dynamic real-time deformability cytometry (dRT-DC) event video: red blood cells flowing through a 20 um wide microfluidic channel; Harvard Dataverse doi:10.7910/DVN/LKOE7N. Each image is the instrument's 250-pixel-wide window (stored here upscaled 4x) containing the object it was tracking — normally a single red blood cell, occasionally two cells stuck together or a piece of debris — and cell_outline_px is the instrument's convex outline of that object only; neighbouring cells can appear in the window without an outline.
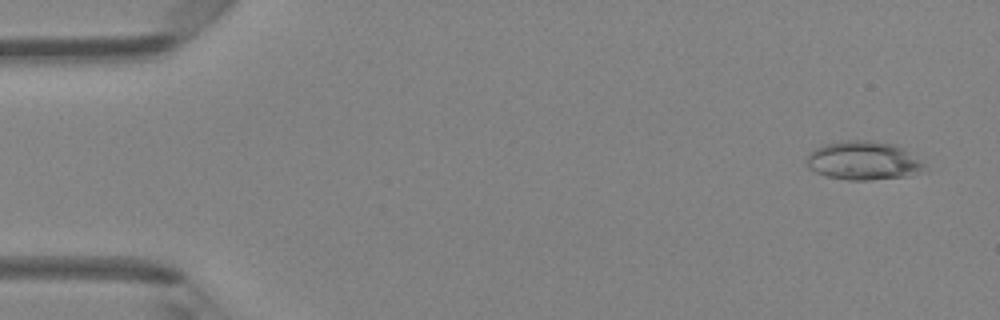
{"species": "Egyptian fruit bat (a non-hibernating species)", "species_latin": "Rousettus aegyptiacus", "temperature_condition": "room temperature", "stored_images_in_passage": 48, "camera_frame_rate_fps": 3000, "um_per_image_px": 0.085, "animal": {"sex": "female"}, "frame": {"image": 1, "passage_image": 3, "time_ms": 0.667, "image_size_px": [1000, 320], "cell_outline_px": [[928, 172], [908, 176], [872, 180], [848, 180], [824, 176], [808, 168], [804, 160], [808, 152], [824, 144], [840, 140], [872, 140], [892, 144], [900, 148], [924, 164]], "centroid_in_image_um": [73.33, 13.67], "position_along_channel_um": 11.7, "area_um2": 26.88}}
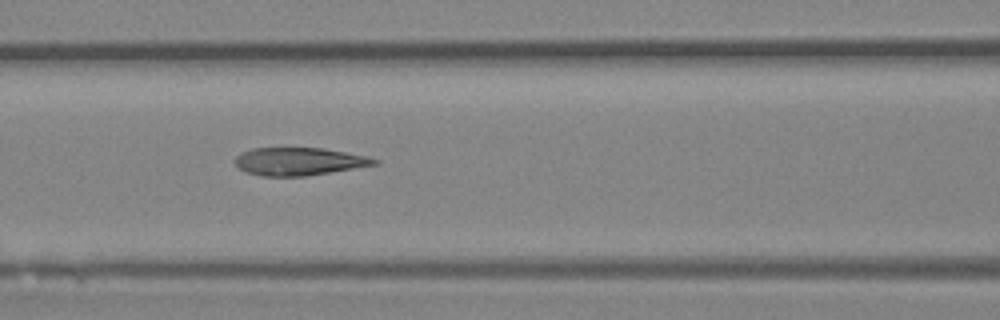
{"frame": {"image": 2, "passage_image": 21, "time_ms": 6.667, "image_size_px": [1000, 320], "cell_outline_px": [[380, 160], [376, 164], [304, 176], [264, 176], [248, 172], [240, 168], [232, 160], [236, 156], [252, 148], [320, 148], [368, 156]], "centroid_in_image_um": [25.39, 13.71], "position_along_channel_um": 141.2, "area_um2": 22.14}}
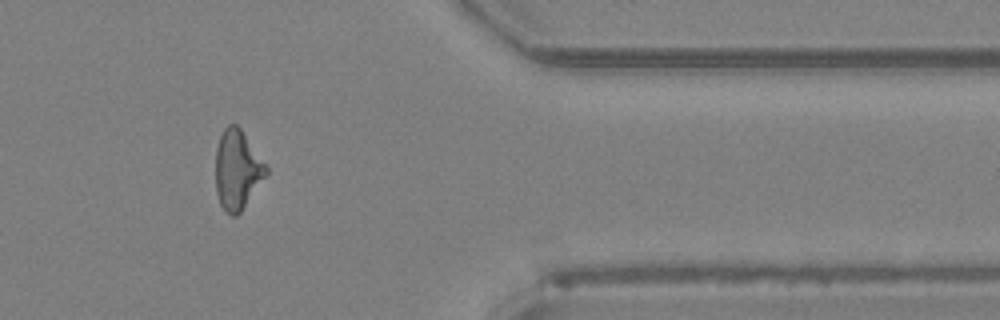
{"frame": {"image": 3, "passage_image": 40, "time_ms": 13.0, "image_size_px": [1000, 320], "cell_outline_px": [[268, 172], [240, 212], [236, 216], [232, 216], [220, 204], [216, 192], [216, 148], [220, 136], [224, 128], [228, 124], [236, 124], [240, 128], [268, 168]], "centroid_in_image_um": [20.15, 14.41], "position_along_channel_um": 391.3, "area_um2": 22.89}, "authors_computed_cell_mechanics": {"area_um2": 23.4957, "velocity_mm_per_s": 4.2853, "shape_relaxation_time_tau1_ms": null, "shape_relaxation_time_tau2_ms": 2.7415, "deformation_change_tau1": null, "deformation_change_tau2": 0.1113}}